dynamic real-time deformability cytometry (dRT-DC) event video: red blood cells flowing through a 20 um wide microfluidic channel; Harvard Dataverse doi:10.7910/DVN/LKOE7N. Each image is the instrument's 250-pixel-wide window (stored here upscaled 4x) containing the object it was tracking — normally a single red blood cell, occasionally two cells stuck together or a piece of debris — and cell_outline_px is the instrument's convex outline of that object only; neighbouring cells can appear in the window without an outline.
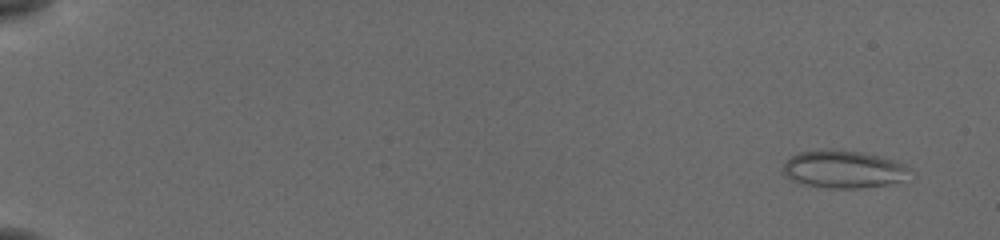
{"species": "common noctule bat (a hibernating species)", "species_latin": "Nyctalus noctula", "temperature_condition": "cold", "stored_images_in_passage": 19, "camera_frame_rate_fps": 3000, "um_per_image_px": 0.085, "animal": {"sex": "female", "body_mass_g": 19.5, "forearm_length_mm": 54.1}, "frame": {"image": 1, "passage_image": 4, "time_ms": 1.0, "image_size_px": [1000, 240], "cell_outline_px": [[908, 168], [900, 180], [888, 184], [860, 188], [828, 188], [804, 184], [792, 180], [784, 172], [784, 164], [792, 156], [800, 152], [860, 152], [876, 156], [900, 164]], "centroid_in_image_um": [71.62, 14.43], "position_along_channel_um": 13.4, "area_um2": 25.95}}